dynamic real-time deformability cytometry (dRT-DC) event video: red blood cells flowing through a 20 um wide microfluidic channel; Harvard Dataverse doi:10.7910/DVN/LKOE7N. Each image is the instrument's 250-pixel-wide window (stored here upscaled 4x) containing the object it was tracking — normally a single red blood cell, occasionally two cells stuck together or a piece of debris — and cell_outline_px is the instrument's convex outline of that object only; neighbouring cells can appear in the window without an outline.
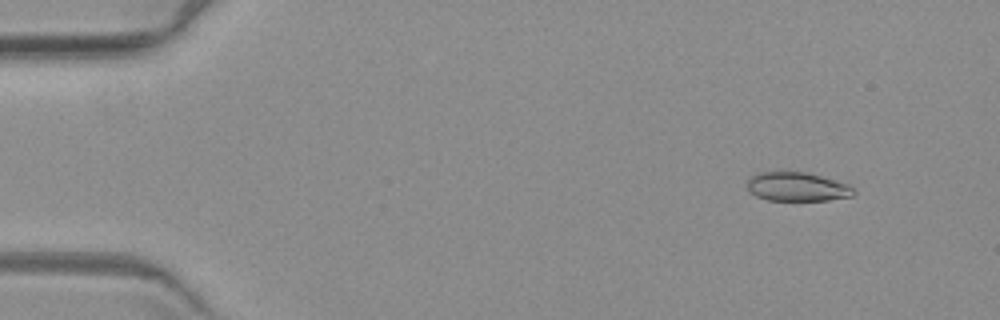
{"species": "common noctule bat (a hibernating species)", "species_latin": "Nyctalus noctula", "temperature_condition": "warm", "stored_images_in_passage": 4, "camera_frame_rate_fps": 3000, "um_per_image_px": 0.085, "animal": {"sex": "female", "body_mass_g": 19.3, "forearm_length_mm": 54.1}, "frame": {"image": 1, "passage_image": 1, "time_ms": 0.0, "image_size_px": [1000, 320], "cell_outline_px": [[856, 192], [852, 196], [828, 200], [768, 200], [756, 196], [748, 192], [748, 180], [756, 172], [804, 172], [820, 176], [848, 184]], "centroid_in_image_um": [67.73, 15.88], "position_along_channel_um": 17.3, "area_um2": 17.8}}
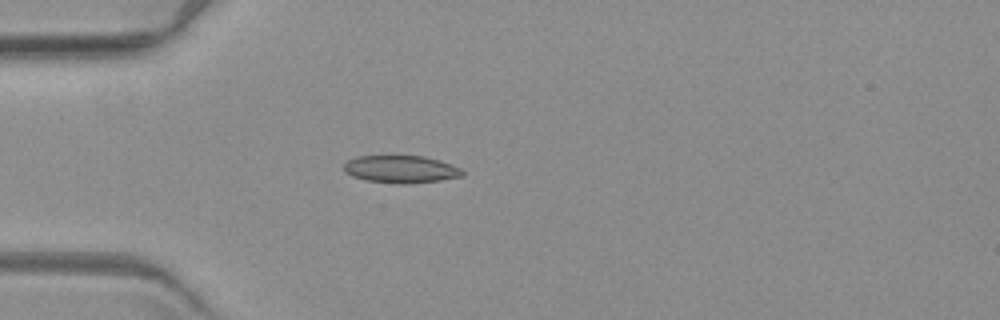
{"frame": {"image": 2, "passage_image": 4, "time_ms": 3.667, "image_size_px": [1000, 320], "cell_outline_px": [[464, 176], [440, 180], [408, 184], [396, 184], [364, 180], [352, 176], [344, 172], [344, 164], [348, 160], [356, 156], [424, 156], [440, 160], [452, 164], [460, 168], [464, 172]], "centroid_in_image_um": [34.08, 14.39], "position_along_channel_um": 50.9, "area_um2": 19.19}}